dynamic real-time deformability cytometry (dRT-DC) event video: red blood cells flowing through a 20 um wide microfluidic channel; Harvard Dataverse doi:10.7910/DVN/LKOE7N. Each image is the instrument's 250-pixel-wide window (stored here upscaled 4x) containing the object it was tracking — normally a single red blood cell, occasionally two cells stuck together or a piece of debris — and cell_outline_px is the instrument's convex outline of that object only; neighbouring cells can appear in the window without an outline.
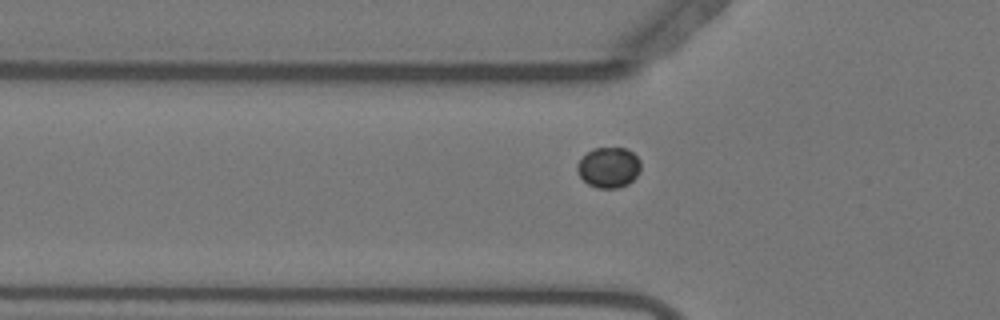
{"species": "Egyptian fruit bat (a non-hibernating species)", "species_latin": "Rousettus aegyptiacus", "temperature_condition": "warm", "stored_images_in_passage": 43, "camera_frame_rate_fps": 3000, "um_per_image_px": 0.085, "animal": {"sex": "female"}, "frame": {"image": 1, "passage_image": 6, "time_ms": 1.667, "image_size_px": [1000, 320], "cell_outline_px": [[640, 172], [628, 184], [616, 188], [596, 188], [588, 184], [580, 176], [576, 168], [576, 164], [592, 148], [628, 148], [640, 160]], "centroid_in_image_um": [51.74, 14.23], "position_along_channel_um": 74.1, "area_um2": 14.97}}
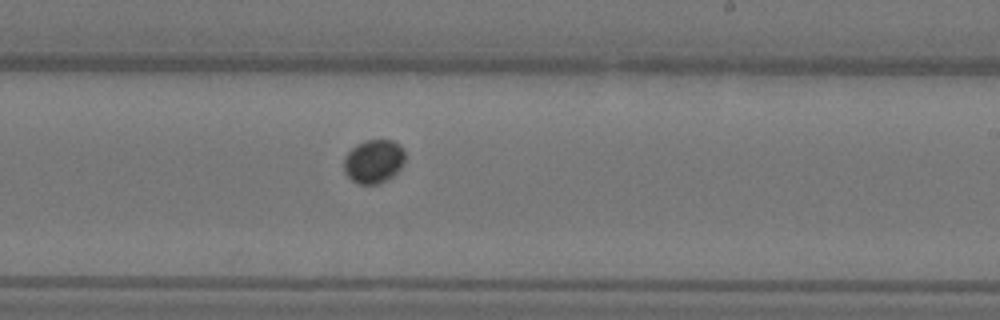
{"frame": {"image": 2, "passage_image": 21, "time_ms": 6.667, "image_size_px": [1000, 320], "cell_outline_px": [[404, 160], [400, 168], [392, 176], [376, 184], [360, 184], [352, 180], [344, 172], [344, 156], [356, 144], [368, 140], [392, 140], [400, 144], [404, 148]], "centroid_in_image_um": [31.75, 13.69], "position_along_channel_um": 257.2, "area_um2": 15.43}}
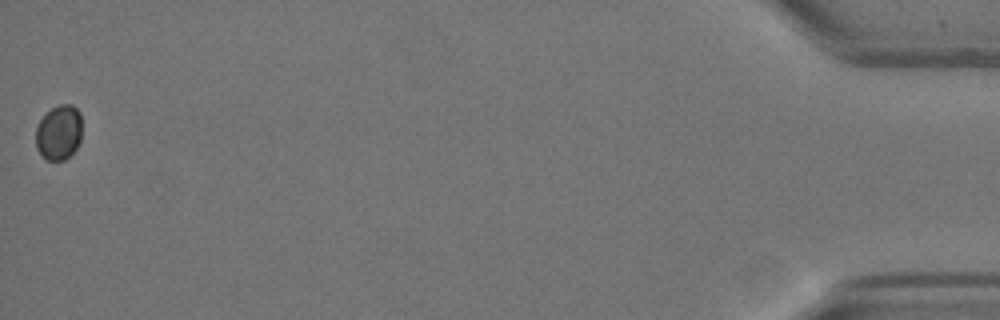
{"frame": {"image": 3, "passage_image": 43, "time_ms": 14.0, "image_size_px": [1000, 320], "cell_outline_px": [[80, 140], [76, 148], [64, 160], [48, 160], [36, 148], [36, 128], [40, 120], [52, 108], [60, 104], [72, 104], [80, 112]], "centroid_in_image_um": [5.0, 11.25], "position_along_channel_um": 430.2, "area_um2": 14.51}}